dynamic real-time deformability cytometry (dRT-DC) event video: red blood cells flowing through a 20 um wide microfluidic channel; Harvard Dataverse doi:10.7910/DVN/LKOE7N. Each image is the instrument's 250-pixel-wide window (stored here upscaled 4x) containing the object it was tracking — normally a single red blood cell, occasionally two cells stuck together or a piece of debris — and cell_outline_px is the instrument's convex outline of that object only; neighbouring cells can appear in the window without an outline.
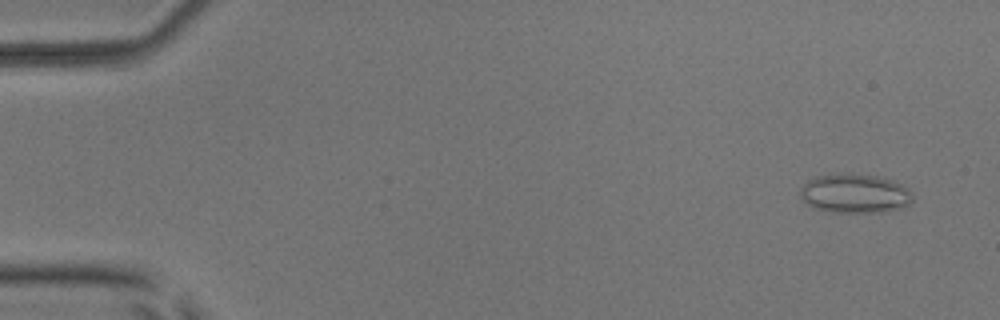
{"species": "common noctule bat (a hibernating species)", "species_latin": "Nyctalus noctula", "temperature_condition": "room temperature", "stored_images_in_passage": 54, "camera_frame_rate_fps": 3000, "um_per_image_px": 0.085, "animal": {"sex": "male", "body_mass_g": 17.9, "forearm_length_mm": 54.2}, "frame": {"image": 1, "passage_image": 4, "time_ms": 1.0, "image_size_px": [1000, 320], "cell_outline_px": [[912, 200], [904, 208], [884, 212], [828, 212], [812, 208], [800, 196], [800, 188], [808, 180], [816, 176], [876, 176], [892, 180], [908, 188], [912, 192]], "centroid_in_image_um": [72.68, 16.5], "position_along_channel_um": 12.3, "area_um2": 25.14}}
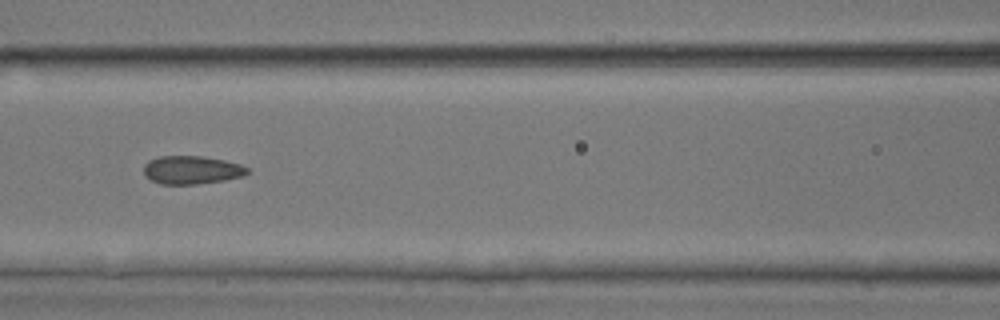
{"frame": {"image": 2, "passage_image": 25, "time_ms": 8.0, "image_size_px": [1000, 320], "cell_outline_px": [[248, 172], [244, 176], [224, 180], [196, 184], [160, 184], [152, 180], [144, 172], [144, 164], [148, 160], [160, 156], [204, 156], [224, 160], [240, 164], [248, 168]], "centroid_in_image_um": [16.3, 14.44], "position_along_channel_um": 150.3, "area_um2": 16.99}}
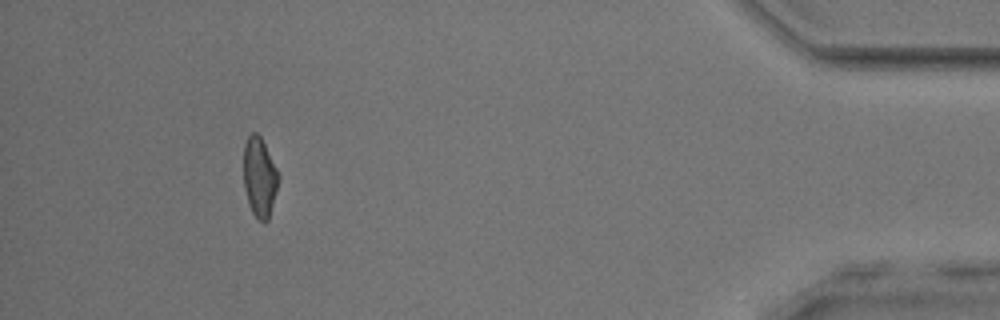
{"frame": {"image": 3, "passage_image": 50, "time_ms": 16.333, "image_size_px": [1000, 320], "cell_outline_px": [[280, 176], [268, 220], [264, 224], [252, 212], [248, 204], [244, 188], [244, 144], [248, 136], [252, 132], [256, 132], [260, 136]], "centroid_in_image_um": [22.05, 15.07], "position_along_channel_um": 413.2, "area_um2": 16.01}, "authors_computed_cell_mechanics": {"area_um2": 17.1666, "velocity_mm_per_s": 3.8764, "shape_relaxation_time_tau1_ms": null, "shape_relaxation_time_tau2_ms": 2.0433, "deformation_change_tau1": null, "deformation_change_tau2": 0.0613}}